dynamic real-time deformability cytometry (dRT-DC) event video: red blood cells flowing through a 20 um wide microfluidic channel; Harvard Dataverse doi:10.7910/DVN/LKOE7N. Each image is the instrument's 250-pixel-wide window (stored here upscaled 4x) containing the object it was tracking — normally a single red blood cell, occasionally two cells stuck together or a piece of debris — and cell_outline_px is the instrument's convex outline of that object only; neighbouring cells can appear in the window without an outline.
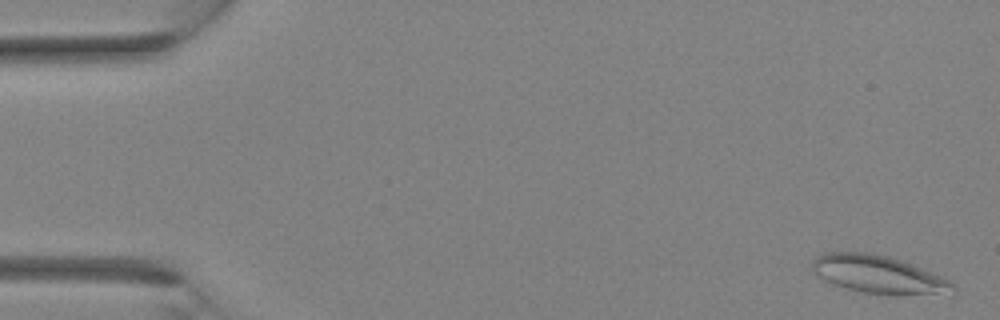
{"species": "Egyptian fruit bat (a non-hibernating species)", "species_latin": "Rousettus aegyptiacus", "temperature_condition": "room temperature", "stored_images_in_passage": 35, "camera_frame_rate_fps": 3000, "um_per_image_px": 0.085, "animal": {"sex": "female"}, "frame": {"image": 1, "passage_image": 1, "time_ms": 0.0, "image_size_px": [1000, 320], "cell_outline_px": [[956, 292], [864, 292], [832, 284], [816, 276], [812, 272], [812, 264], [816, 256], [824, 252], [864, 252], [888, 256], [912, 264], [932, 272], [956, 284]], "centroid_in_image_um": [74.56, 23.27], "position_along_channel_um": 10.4, "area_um2": 29.88}}
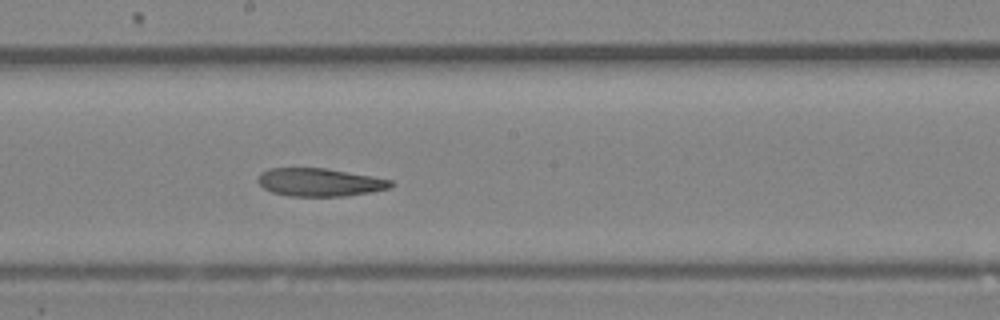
{"frame": {"image": 2, "passage_image": 19, "time_ms": 6.0, "image_size_px": [1000, 320], "cell_outline_px": [[396, 184], [388, 188], [372, 192], [344, 196], [292, 196], [272, 192], [264, 188], [256, 180], [260, 172], [268, 168], [328, 168], [372, 176], [392, 180]], "centroid_in_image_um": [27.18, 15.48], "position_along_channel_um": 221.0, "area_um2": 21.85}}
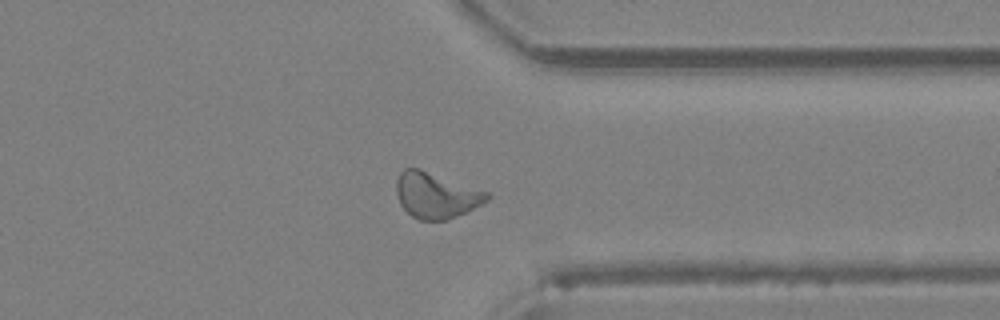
{"frame": {"image": 3, "passage_image": 27, "time_ms": 8.667, "image_size_px": [1000, 320], "cell_outline_px": [[492, 196], [488, 200], [456, 216], [444, 220], [420, 220], [412, 216], [400, 204], [396, 192], [396, 180], [400, 172], [404, 168], [420, 168], [492, 192]], "centroid_in_image_um": [37.08, 16.57], "position_along_channel_um": 374.3, "area_um2": 24.33}}